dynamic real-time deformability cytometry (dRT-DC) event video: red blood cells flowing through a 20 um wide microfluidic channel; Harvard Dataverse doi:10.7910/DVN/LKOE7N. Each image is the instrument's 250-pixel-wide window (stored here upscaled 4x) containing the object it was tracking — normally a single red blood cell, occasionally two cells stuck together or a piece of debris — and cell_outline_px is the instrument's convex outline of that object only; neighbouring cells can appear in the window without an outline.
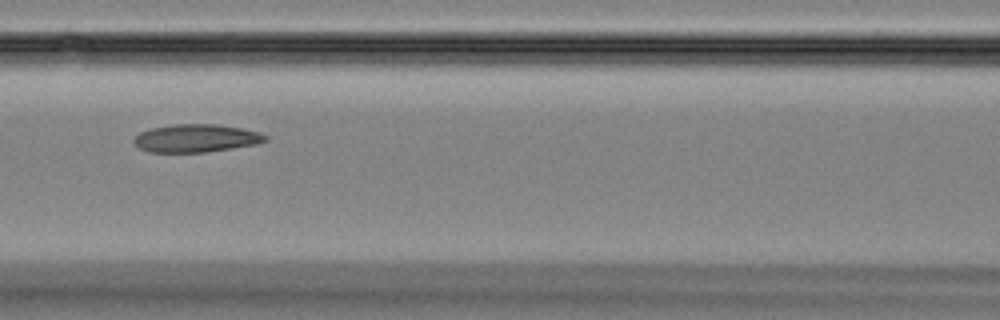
{"species": "Egyptian fruit bat (a non-hibernating species)", "species_latin": "Rousettus aegyptiacus", "temperature_condition": "room temperature", "stored_images_in_passage": 5, "camera_frame_rate_fps": 3000, "um_per_image_px": 0.085, "animal": {"sex": "female"}, "frame": {"image": 1, "passage_image": 5, "time_ms": 4.667, "image_size_px": [1000, 320], "cell_outline_px": [[268, 140], [256, 144], [204, 152], [148, 152], [140, 148], [132, 140], [140, 132], [152, 128], [172, 124], [216, 124], [240, 128], [260, 132], [268, 136]], "centroid_in_image_um": [16.67, 11.74], "position_along_channel_um": 149.9, "area_um2": 21.27}}